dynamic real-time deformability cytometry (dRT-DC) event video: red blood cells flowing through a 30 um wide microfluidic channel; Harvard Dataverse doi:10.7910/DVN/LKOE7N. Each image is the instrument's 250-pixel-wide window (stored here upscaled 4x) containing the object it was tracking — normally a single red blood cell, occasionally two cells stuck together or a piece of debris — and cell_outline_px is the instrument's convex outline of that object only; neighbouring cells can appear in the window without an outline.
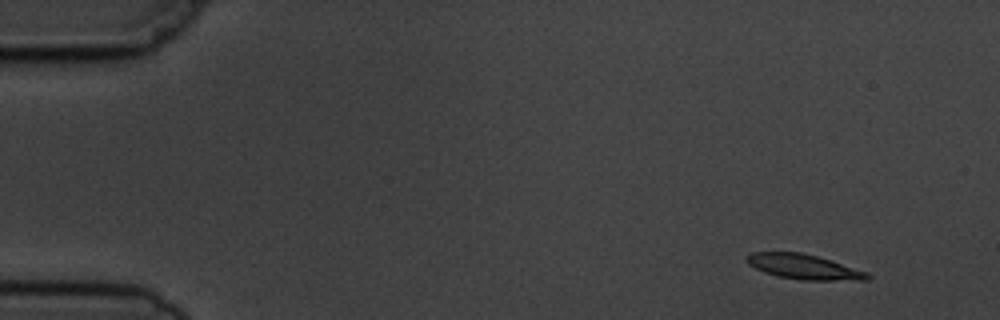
{"species": "common noctule bat (a hibernating species)", "species_latin": "Nyctalus noctula", "temperature_condition": "cold", "stored_images_in_passage": 4, "camera_frame_rate_fps": 3000, "um_per_image_px": 0.085, "animal": {"sex": "male", "body_mass_g": 19.5, "forearm_length_mm": 54.6}, "frame": {"image": 1, "passage_image": 1, "time_ms": 0.0, "image_size_px": [1000, 320], "cell_outline_px": [[872, 276], [868, 280], [804, 280], [776, 276], [764, 272], [748, 264], [748, 256], [752, 252], [800, 252], [832, 260], [868, 272]], "centroid_in_image_um": [68.38, 22.68], "position_along_channel_um": 16.6, "area_um2": 17.46}}
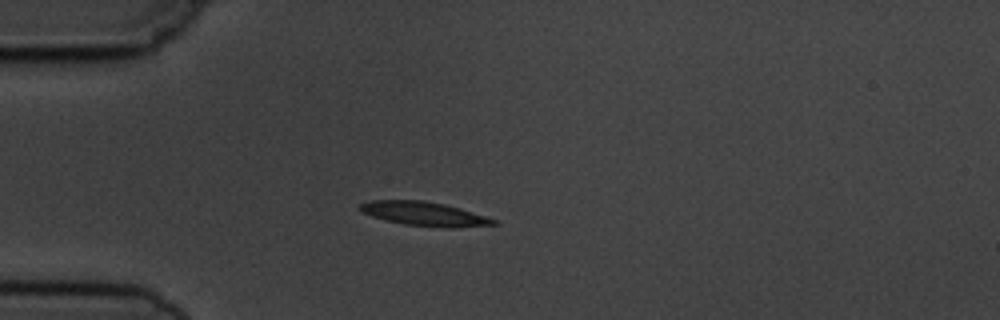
{"frame": {"image": 2, "passage_image": 4, "time_ms": 3.333, "image_size_px": [1000, 320], "cell_outline_px": [[500, 224], [452, 228], [448, 228], [404, 224], [372, 216], [360, 212], [360, 204], [372, 200], [424, 200], [444, 204], [460, 208], [496, 220]], "centroid_in_image_um": [36.07, 18.17], "position_along_channel_um": 48.9, "area_um2": 18.5}}